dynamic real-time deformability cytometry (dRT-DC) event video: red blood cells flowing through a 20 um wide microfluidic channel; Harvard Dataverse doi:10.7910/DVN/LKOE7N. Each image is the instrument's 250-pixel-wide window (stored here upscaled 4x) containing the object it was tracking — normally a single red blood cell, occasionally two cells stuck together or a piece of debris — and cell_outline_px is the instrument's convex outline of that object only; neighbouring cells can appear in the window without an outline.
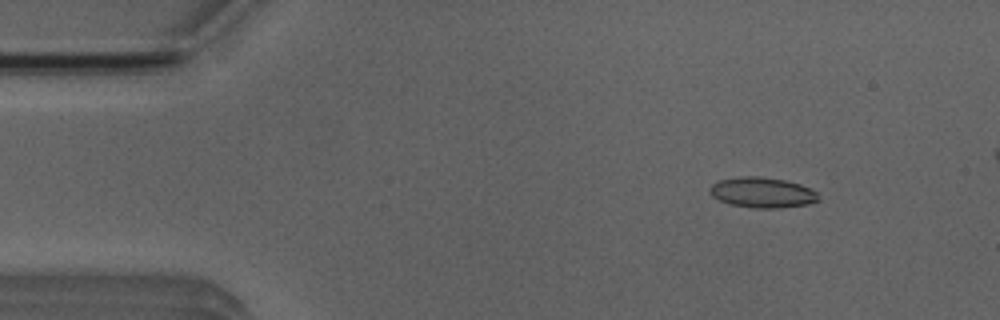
{"species": "Egyptian fruit bat (a non-hibernating species)", "species_latin": "Rousettus aegyptiacus", "temperature_condition": "room temperature", "stored_images_in_passage": 5, "camera_frame_rate_fps": 3000, "um_per_image_px": 0.085, "animal": {"sex": "male"}, "frame": {"image": 1, "passage_image": 2, "time_ms": 1.0, "image_size_px": [1000, 320], "cell_outline_px": [[820, 200], [808, 204], [780, 208], [752, 208], [732, 204], [720, 200], [712, 196], [708, 192], [708, 188], [712, 184], [720, 180], [740, 176], [756, 176], [784, 180], [800, 184], [816, 192]], "centroid_in_image_um": [64.77, 16.37], "position_along_channel_um": 20.2, "area_um2": 19.19}}